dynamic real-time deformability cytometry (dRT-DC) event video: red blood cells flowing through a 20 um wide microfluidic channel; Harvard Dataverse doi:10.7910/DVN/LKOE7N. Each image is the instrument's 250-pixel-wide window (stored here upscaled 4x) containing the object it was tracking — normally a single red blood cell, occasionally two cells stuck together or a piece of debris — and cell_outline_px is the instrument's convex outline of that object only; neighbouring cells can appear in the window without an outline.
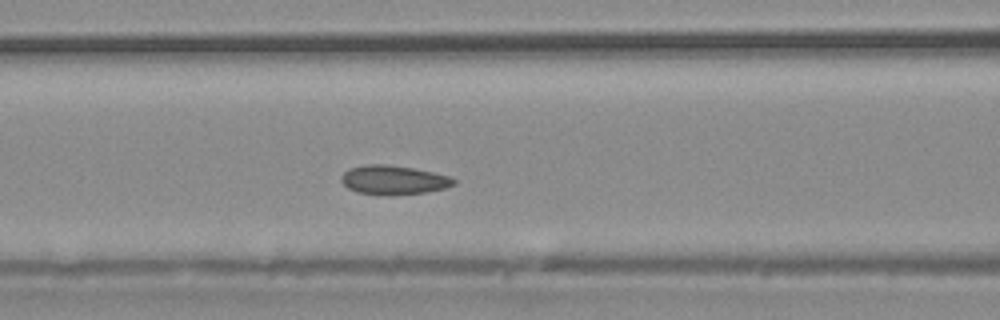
{"species": "common noctule bat (a hibernating species)", "species_latin": "Nyctalus noctula", "temperature_condition": "warm", "stored_images_in_passage": 30, "camera_frame_rate_fps": 3000, "um_per_image_px": 0.085, "animal": {"sex": "male", "body_mass_g": 20.4}, "frame": {"image": 1, "passage_image": 8, "time_ms": 2.333, "image_size_px": [1000, 320], "cell_outline_px": [[456, 184], [444, 188], [424, 192], [388, 196], [356, 192], [348, 188], [340, 180], [340, 176], [348, 168], [364, 164], [388, 164], [412, 168], [432, 172], [448, 176], [456, 180]], "centroid_in_image_um": [33.4, 15.29], "position_along_channel_um": 133.2, "area_um2": 19.19}}
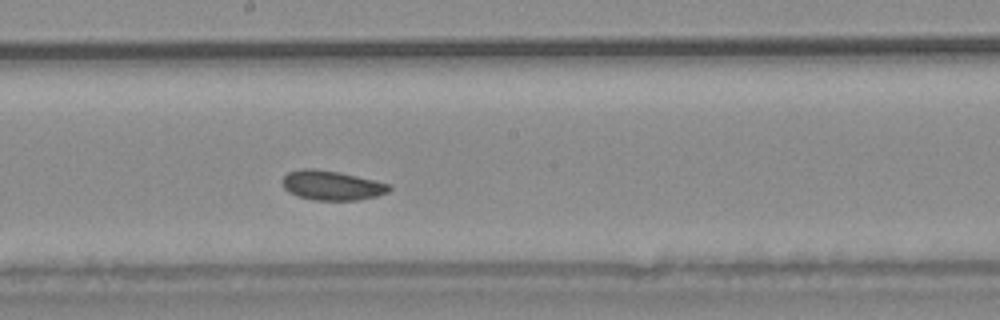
{"frame": {"image": 2, "passage_image": 13, "time_ms": 4.0, "image_size_px": [1000, 320], "cell_outline_px": [[392, 188], [388, 192], [376, 196], [356, 200], [316, 200], [296, 196], [288, 192], [284, 188], [280, 180], [288, 172], [300, 168], [316, 168], [340, 172], [388, 184]], "centroid_in_image_um": [28.13, 15.75], "position_along_channel_um": 220.1, "area_um2": 18.44}}
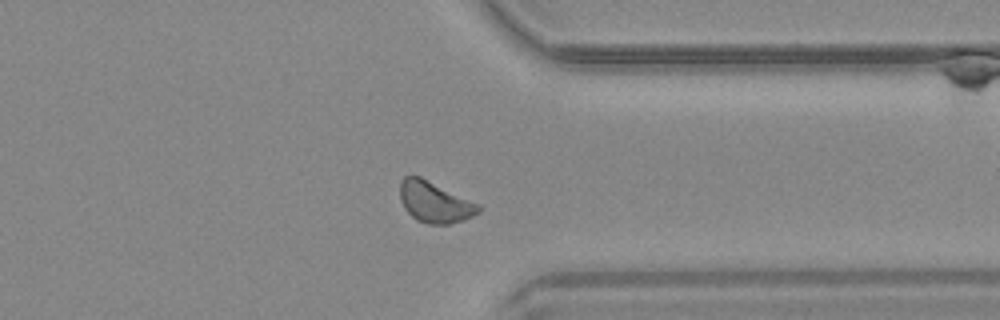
{"frame": {"image": 3, "passage_image": 22, "time_ms": 7.0, "image_size_px": [1000, 320], "cell_outline_px": [[480, 212], [472, 216], [448, 224], [428, 224], [416, 220], [404, 208], [400, 200], [400, 180], [404, 176], [420, 176], [480, 204]], "centroid_in_image_um": [36.93, 17.17], "position_along_channel_um": 374.5, "area_um2": 18.73}}